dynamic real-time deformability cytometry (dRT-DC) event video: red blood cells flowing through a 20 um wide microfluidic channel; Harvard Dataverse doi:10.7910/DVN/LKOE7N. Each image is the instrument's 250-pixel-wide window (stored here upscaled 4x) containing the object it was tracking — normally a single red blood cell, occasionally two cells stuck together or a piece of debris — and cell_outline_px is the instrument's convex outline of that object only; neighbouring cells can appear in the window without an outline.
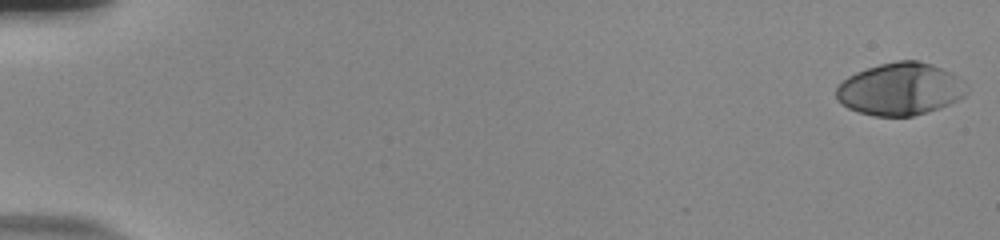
{"species": "human", "species_latin": "Homo sapiens", "temperature_condition": "room temperature", "stored_images_in_passage": 56, "camera_frame_rate_fps": 3000, "um_per_image_px": 0.085, "donor": {"sex": "male"}, "frame": {"image": 1, "passage_image": 1, "time_ms": 0.0, "image_size_px": [1000, 240], "cell_outline_px": [[968, 92], [964, 96], [948, 104], [912, 116], [876, 116], [860, 112], [848, 108], [840, 104], [836, 96], [836, 88], [848, 76], [856, 72], [880, 64], [896, 60], [916, 60], [932, 64], [952, 72], [964, 80]], "centroid_in_image_um": [76.52, 7.55], "position_along_channel_um": 8.5, "area_um2": 39.71}}
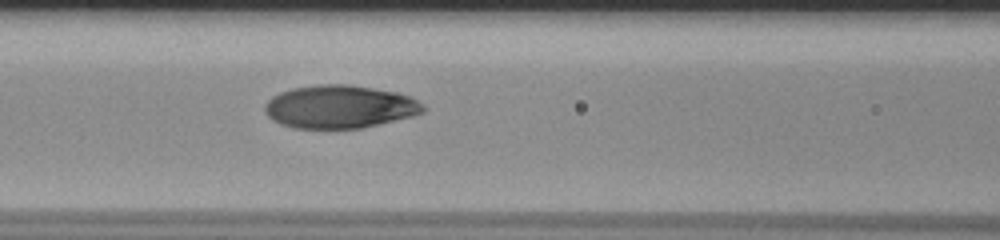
{"frame": {"image": 2, "passage_image": 26, "time_ms": 8.333, "image_size_px": [1000, 240], "cell_outline_px": [[428, 108], [424, 112], [412, 116], [360, 128], [292, 128], [280, 124], [272, 120], [264, 112], [264, 104], [272, 96], [280, 92], [292, 88], [320, 84], [348, 84], [396, 92], [408, 96], [424, 104]], "centroid_in_image_um": [28.84, 9.07], "position_along_channel_um": 137.8, "area_um2": 39.77}}
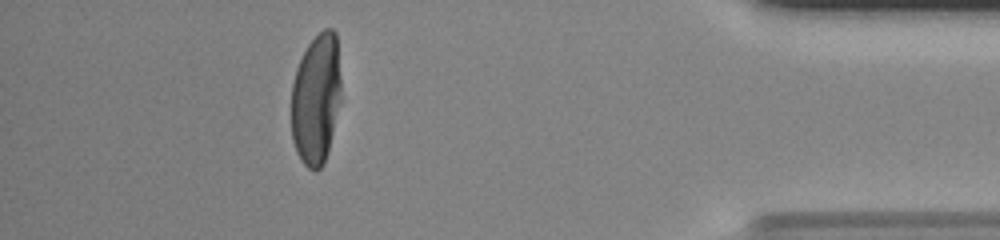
{"frame": {"image": 3, "passage_image": 51, "time_ms": 16.667, "image_size_px": [1000, 240], "cell_outline_px": [[340, 100], [328, 152], [324, 164], [316, 172], [308, 168], [300, 160], [296, 152], [292, 140], [292, 84], [296, 68], [308, 44], [324, 28], [332, 28], [336, 32], [340, 80]], "centroid_in_image_um": [26.86, 8.44], "position_along_channel_um": 408.3, "area_um2": 37.92}, "authors_computed_cell_mechanics": {"area_um2": 39.6797, "velocity_mm_per_s": 3.735, "shape_relaxation_time_tau1_ms": 3.7518, "shape_relaxation_time_tau2_ms": 0.7653, "deformation_change_tau1": 0.2199, "deformation_change_tau2": 0.0428}}